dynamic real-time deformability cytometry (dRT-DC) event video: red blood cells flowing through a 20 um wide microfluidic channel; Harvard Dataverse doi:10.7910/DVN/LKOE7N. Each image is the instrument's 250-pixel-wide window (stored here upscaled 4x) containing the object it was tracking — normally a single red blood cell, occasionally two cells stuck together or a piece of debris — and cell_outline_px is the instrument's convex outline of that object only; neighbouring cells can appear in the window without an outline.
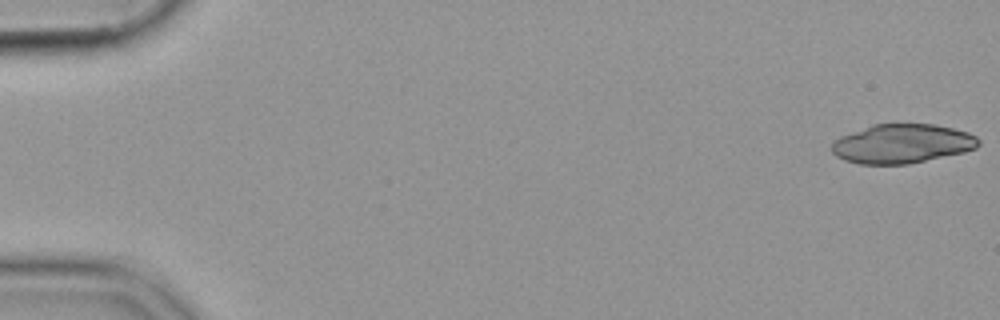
{"species": "common noctule bat (a hibernating species)", "species_latin": "Nyctalus noctula", "temperature_condition": "cold", "stored_images_in_passage": 21, "camera_frame_rate_fps": 3000, "um_per_image_px": 0.085, "animal": {"sex": "female", "body_mass_g": 19.9}, "frame": {"image": 1, "passage_image": 1, "time_ms": 0.0, "image_size_px": [1000, 320], "cell_outline_px": [[980, 144], [976, 148], [964, 152], [908, 164], [860, 164], [844, 160], [836, 156], [832, 152], [832, 144], [840, 136], [872, 124], [936, 124], [968, 132], [976, 136], [980, 140]], "centroid_in_image_um": [76.69, 12.21], "position_along_channel_um": 8.3, "area_um2": 33.52}}